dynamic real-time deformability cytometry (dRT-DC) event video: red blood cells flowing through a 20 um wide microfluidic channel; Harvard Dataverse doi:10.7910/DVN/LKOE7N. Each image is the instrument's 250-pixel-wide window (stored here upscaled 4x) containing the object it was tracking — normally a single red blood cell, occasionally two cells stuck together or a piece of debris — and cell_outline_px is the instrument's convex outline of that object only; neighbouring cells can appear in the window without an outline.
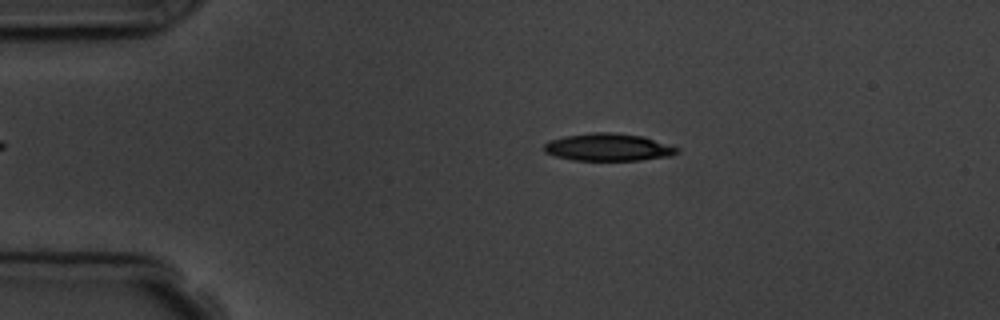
{"species": "common noctule bat (a hibernating species)", "species_latin": "Nyctalus noctula", "temperature_condition": "room temperature", "stored_images_in_passage": 6, "camera_frame_rate_fps": 3000, "um_per_image_px": 0.085, "animal": {"sex": "male", "body_mass_g": 19.5, "forearm_length_mm": 54.6}, "frame": {"image": 1, "passage_image": 3, "time_ms": 2.333, "image_size_px": [1000, 320], "cell_outline_px": [[680, 152], [672, 156], [640, 160], [572, 160], [556, 156], [544, 152], [544, 144], [552, 140], [564, 136], [592, 132], [612, 132], [640, 136], [680, 148]], "centroid_in_image_um": [51.71, 12.52], "position_along_channel_um": 33.3, "area_um2": 21.15}}
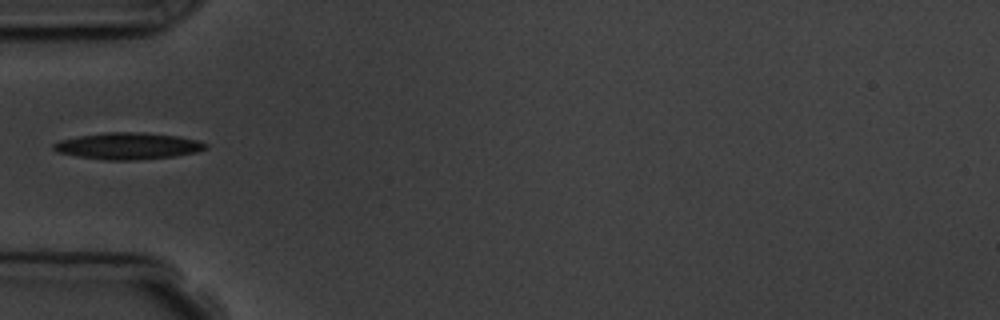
{"frame": {"image": 2, "passage_image": 5, "time_ms": 4.667, "image_size_px": [1000, 320], "cell_outline_px": [[208, 148], [196, 152], [172, 156], [132, 160], [108, 160], [76, 156], [56, 152], [52, 148], [52, 144], [60, 140], [80, 136], [104, 132], [144, 132], [180, 136], [196, 140], [208, 144]], "centroid_in_image_um": [10.86, 12.4], "position_along_channel_um": 74.1, "area_um2": 23.58}}